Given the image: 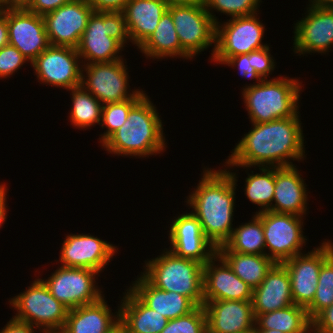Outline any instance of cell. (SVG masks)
<instances>
[{"label":"cell","instance_id":"cell-1","mask_svg":"<svg viewBox=\"0 0 333 333\" xmlns=\"http://www.w3.org/2000/svg\"><path fill=\"white\" fill-rule=\"evenodd\" d=\"M300 112L293 117L270 122L251 123L223 163L225 168L286 167L304 161L305 137ZM225 164V165H224Z\"/></svg>","mask_w":333,"mask_h":333},{"label":"cell","instance_id":"cell-2","mask_svg":"<svg viewBox=\"0 0 333 333\" xmlns=\"http://www.w3.org/2000/svg\"><path fill=\"white\" fill-rule=\"evenodd\" d=\"M202 170L201 180L184 202L197 217L206 238L218 248L233 232L238 173L231 168L216 170L209 166Z\"/></svg>","mask_w":333,"mask_h":333},{"label":"cell","instance_id":"cell-3","mask_svg":"<svg viewBox=\"0 0 333 333\" xmlns=\"http://www.w3.org/2000/svg\"><path fill=\"white\" fill-rule=\"evenodd\" d=\"M164 124L147 93L130 109L127 120L101 146L109 154L145 158L167 147ZM165 135V136H164Z\"/></svg>","mask_w":333,"mask_h":333},{"label":"cell","instance_id":"cell-4","mask_svg":"<svg viewBox=\"0 0 333 333\" xmlns=\"http://www.w3.org/2000/svg\"><path fill=\"white\" fill-rule=\"evenodd\" d=\"M300 78L280 75L243 88L242 99L251 123L293 117L299 112L302 83Z\"/></svg>","mask_w":333,"mask_h":333},{"label":"cell","instance_id":"cell-5","mask_svg":"<svg viewBox=\"0 0 333 333\" xmlns=\"http://www.w3.org/2000/svg\"><path fill=\"white\" fill-rule=\"evenodd\" d=\"M129 42L122 11L93 12L76 49L82 64L114 62L123 59Z\"/></svg>","mask_w":333,"mask_h":333},{"label":"cell","instance_id":"cell-6","mask_svg":"<svg viewBox=\"0 0 333 333\" xmlns=\"http://www.w3.org/2000/svg\"><path fill=\"white\" fill-rule=\"evenodd\" d=\"M158 257L145 260L140 273L155 287L188 297L196 306L204 304L203 266L181 258L165 248Z\"/></svg>","mask_w":333,"mask_h":333},{"label":"cell","instance_id":"cell-7","mask_svg":"<svg viewBox=\"0 0 333 333\" xmlns=\"http://www.w3.org/2000/svg\"><path fill=\"white\" fill-rule=\"evenodd\" d=\"M8 302L16 311L14 319L28 323L42 333L61 332L65 326L69 309L49 292L39 277Z\"/></svg>","mask_w":333,"mask_h":333},{"label":"cell","instance_id":"cell-8","mask_svg":"<svg viewBox=\"0 0 333 333\" xmlns=\"http://www.w3.org/2000/svg\"><path fill=\"white\" fill-rule=\"evenodd\" d=\"M258 14L230 18L216 24L215 50L211 62L222 65L229 57L270 46L262 43L266 28Z\"/></svg>","mask_w":333,"mask_h":333},{"label":"cell","instance_id":"cell-9","mask_svg":"<svg viewBox=\"0 0 333 333\" xmlns=\"http://www.w3.org/2000/svg\"><path fill=\"white\" fill-rule=\"evenodd\" d=\"M256 214L262 219L266 256L281 264L304 253L302 250L307 244V237L303 232V217L272 211Z\"/></svg>","mask_w":333,"mask_h":333},{"label":"cell","instance_id":"cell-10","mask_svg":"<svg viewBox=\"0 0 333 333\" xmlns=\"http://www.w3.org/2000/svg\"><path fill=\"white\" fill-rule=\"evenodd\" d=\"M99 274V275H98ZM47 279L41 280L49 292L68 309L97 302L104 296L97 279L100 273L88 268L58 267ZM103 291V292H102Z\"/></svg>","mask_w":333,"mask_h":333},{"label":"cell","instance_id":"cell-11","mask_svg":"<svg viewBox=\"0 0 333 333\" xmlns=\"http://www.w3.org/2000/svg\"><path fill=\"white\" fill-rule=\"evenodd\" d=\"M126 62L83 64L81 85L103 105L132 99L141 89L131 90Z\"/></svg>","mask_w":333,"mask_h":333},{"label":"cell","instance_id":"cell-12","mask_svg":"<svg viewBox=\"0 0 333 333\" xmlns=\"http://www.w3.org/2000/svg\"><path fill=\"white\" fill-rule=\"evenodd\" d=\"M167 10L173 18L181 47L194 58L211 46V60L215 50L216 24L205 5L169 6Z\"/></svg>","mask_w":333,"mask_h":333},{"label":"cell","instance_id":"cell-13","mask_svg":"<svg viewBox=\"0 0 333 333\" xmlns=\"http://www.w3.org/2000/svg\"><path fill=\"white\" fill-rule=\"evenodd\" d=\"M82 65L76 48L53 45L31 62L40 84L66 91L81 85Z\"/></svg>","mask_w":333,"mask_h":333},{"label":"cell","instance_id":"cell-14","mask_svg":"<svg viewBox=\"0 0 333 333\" xmlns=\"http://www.w3.org/2000/svg\"><path fill=\"white\" fill-rule=\"evenodd\" d=\"M281 263L288 271L293 302L307 307L314 299L322 264L333 254L332 240Z\"/></svg>","mask_w":333,"mask_h":333},{"label":"cell","instance_id":"cell-15","mask_svg":"<svg viewBox=\"0 0 333 333\" xmlns=\"http://www.w3.org/2000/svg\"><path fill=\"white\" fill-rule=\"evenodd\" d=\"M308 1L305 17L296 20L293 26V52L298 56L310 53L329 54L333 51V8L321 7Z\"/></svg>","mask_w":333,"mask_h":333},{"label":"cell","instance_id":"cell-16","mask_svg":"<svg viewBox=\"0 0 333 333\" xmlns=\"http://www.w3.org/2000/svg\"><path fill=\"white\" fill-rule=\"evenodd\" d=\"M117 251V246L90 233H70L63 240L59 260L55 261L63 267L88 268L100 273Z\"/></svg>","mask_w":333,"mask_h":333},{"label":"cell","instance_id":"cell-17","mask_svg":"<svg viewBox=\"0 0 333 333\" xmlns=\"http://www.w3.org/2000/svg\"><path fill=\"white\" fill-rule=\"evenodd\" d=\"M94 12L86 0H71L43 16L50 45L77 48Z\"/></svg>","mask_w":333,"mask_h":333},{"label":"cell","instance_id":"cell-18","mask_svg":"<svg viewBox=\"0 0 333 333\" xmlns=\"http://www.w3.org/2000/svg\"><path fill=\"white\" fill-rule=\"evenodd\" d=\"M172 220L168 230V250L178 257L205 265L217 253V248L204 235L197 217L187 211Z\"/></svg>","mask_w":333,"mask_h":333},{"label":"cell","instance_id":"cell-19","mask_svg":"<svg viewBox=\"0 0 333 333\" xmlns=\"http://www.w3.org/2000/svg\"><path fill=\"white\" fill-rule=\"evenodd\" d=\"M9 44L30 63L50 46L43 16L27 8L7 9Z\"/></svg>","mask_w":333,"mask_h":333},{"label":"cell","instance_id":"cell-20","mask_svg":"<svg viewBox=\"0 0 333 333\" xmlns=\"http://www.w3.org/2000/svg\"><path fill=\"white\" fill-rule=\"evenodd\" d=\"M203 287L204 301H252L253 289L232 271L218 253L203 266Z\"/></svg>","mask_w":333,"mask_h":333},{"label":"cell","instance_id":"cell-21","mask_svg":"<svg viewBox=\"0 0 333 333\" xmlns=\"http://www.w3.org/2000/svg\"><path fill=\"white\" fill-rule=\"evenodd\" d=\"M207 333H244L255 327L252 301H204Z\"/></svg>","mask_w":333,"mask_h":333},{"label":"cell","instance_id":"cell-22","mask_svg":"<svg viewBox=\"0 0 333 333\" xmlns=\"http://www.w3.org/2000/svg\"><path fill=\"white\" fill-rule=\"evenodd\" d=\"M298 168L275 167V189L271 211L305 217L308 213V189ZM275 202V203H274Z\"/></svg>","mask_w":333,"mask_h":333},{"label":"cell","instance_id":"cell-23","mask_svg":"<svg viewBox=\"0 0 333 333\" xmlns=\"http://www.w3.org/2000/svg\"><path fill=\"white\" fill-rule=\"evenodd\" d=\"M101 297L97 302L69 309L61 333H109L120 324V306L116 312Z\"/></svg>","mask_w":333,"mask_h":333},{"label":"cell","instance_id":"cell-24","mask_svg":"<svg viewBox=\"0 0 333 333\" xmlns=\"http://www.w3.org/2000/svg\"><path fill=\"white\" fill-rule=\"evenodd\" d=\"M294 304L291 281L287 269L276 263L261 284L253 289L252 307L254 315L286 308Z\"/></svg>","mask_w":333,"mask_h":333},{"label":"cell","instance_id":"cell-25","mask_svg":"<svg viewBox=\"0 0 333 333\" xmlns=\"http://www.w3.org/2000/svg\"><path fill=\"white\" fill-rule=\"evenodd\" d=\"M129 289L149 308L167 319H175L192 312L197 306L186 296L164 291L152 285L142 274L137 275Z\"/></svg>","mask_w":333,"mask_h":333},{"label":"cell","instance_id":"cell-26","mask_svg":"<svg viewBox=\"0 0 333 333\" xmlns=\"http://www.w3.org/2000/svg\"><path fill=\"white\" fill-rule=\"evenodd\" d=\"M167 9L162 0H129L126 3L122 12L132 45L138 49L148 39Z\"/></svg>","mask_w":333,"mask_h":333},{"label":"cell","instance_id":"cell-27","mask_svg":"<svg viewBox=\"0 0 333 333\" xmlns=\"http://www.w3.org/2000/svg\"><path fill=\"white\" fill-rule=\"evenodd\" d=\"M120 304V324L126 333H161L169 319L146 306L129 288Z\"/></svg>","mask_w":333,"mask_h":333},{"label":"cell","instance_id":"cell-28","mask_svg":"<svg viewBox=\"0 0 333 333\" xmlns=\"http://www.w3.org/2000/svg\"><path fill=\"white\" fill-rule=\"evenodd\" d=\"M147 59L193 58L181 47L171 13L166 10L155 31L138 48Z\"/></svg>","mask_w":333,"mask_h":333},{"label":"cell","instance_id":"cell-29","mask_svg":"<svg viewBox=\"0 0 333 333\" xmlns=\"http://www.w3.org/2000/svg\"><path fill=\"white\" fill-rule=\"evenodd\" d=\"M217 252L266 255L262 219L253 214L250 221L233 228L230 239L217 248Z\"/></svg>","mask_w":333,"mask_h":333},{"label":"cell","instance_id":"cell-30","mask_svg":"<svg viewBox=\"0 0 333 333\" xmlns=\"http://www.w3.org/2000/svg\"><path fill=\"white\" fill-rule=\"evenodd\" d=\"M254 316L256 330L276 329L283 333H302L312 324L307 309L296 304Z\"/></svg>","mask_w":333,"mask_h":333},{"label":"cell","instance_id":"cell-31","mask_svg":"<svg viewBox=\"0 0 333 333\" xmlns=\"http://www.w3.org/2000/svg\"><path fill=\"white\" fill-rule=\"evenodd\" d=\"M232 271L252 289L257 288L276 264L266 255L217 252Z\"/></svg>","mask_w":333,"mask_h":333},{"label":"cell","instance_id":"cell-32","mask_svg":"<svg viewBox=\"0 0 333 333\" xmlns=\"http://www.w3.org/2000/svg\"><path fill=\"white\" fill-rule=\"evenodd\" d=\"M70 91L71 102L69 119L74 128L87 130L101 123L103 104L88 92L82 85Z\"/></svg>","mask_w":333,"mask_h":333},{"label":"cell","instance_id":"cell-33","mask_svg":"<svg viewBox=\"0 0 333 333\" xmlns=\"http://www.w3.org/2000/svg\"><path fill=\"white\" fill-rule=\"evenodd\" d=\"M256 168H259L260 173L254 174L255 171L252 170L251 174L247 172L248 176L244 182L245 196L259 209L254 214L271 211L275 189V167H254L255 170Z\"/></svg>","mask_w":333,"mask_h":333},{"label":"cell","instance_id":"cell-34","mask_svg":"<svg viewBox=\"0 0 333 333\" xmlns=\"http://www.w3.org/2000/svg\"><path fill=\"white\" fill-rule=\"evenodd\" d=\"M146 94L141 89L132 99L121 102L104 104L101 115V128L106 130L100 134L99 140L102 145L117 129L127 120L130 109Z\"/></svg>","mask_w":333,"mask_h":333},{"label":"cell","instance_id":"cell-35","mask_svg":"<svg viewBox=\"0 0 333 333\" xmlns=\"http://www.w3.org/2000/svg\"><path fill=\"white\" fill-rule=\"evenodd\" d=\"M333 304V254L322 264L313 301L306 307L313 320L321 311Z\"/></svg>","mask_w":333,"mask_h":333},{"label":"cell","instance_id":"cell-36","mask_svg":"<svg viewBox=\"0 0 333 333\" xmlns=\"http://www.w3.org/2000/svg\"><path fill=\"white\" fill-rule=\"evenodd\" d=\"M262 2V0H204V5L214 23L218 24L219 18L214 14L215 11L230 18L247 16L258 13Z\"/></svg>","mask_w":333,"mask_h":333},{"label":"cell","instance_id":"cell-37","mask_svg":"<svg viewBox=\"0 0 333 333\" xmlns=\"http://www.w3.org/2000/svg\"><path fill=\"white\" fill-rule=\"evenodd\" d=\"M161 333H207L204 307L197 306L185 316L170 319Z\"/></svg>","mask_w":333,"mask_h":333},{"label":"cell","instance_id":"cell-38","mask_svg":"<svg viewBox=\"0 0 333 333\" xmlns=\"http://www.w3.org/2000/svg\"><path fill=\"white\" fill-rule=\"evenodd\" d=\"M26 62L31 64L15 46L8 44L0 48V80L12 77Z\"/></svg>","mask_w":333,"mask_h":333},{"label":"cell","instance_id":"cell-39","mask_svg":"<svg viewBox=\"0 0 333 333\" xmlns=\"http://www.w3.org/2000/svg\"><path fill=\"white\" fill-rule=\"evenodd\" d=\"M222 65L230 66L231 68H238V73L242 76V78H248L249 80H255L253 84L246 85L243 88L251 85L259 84L263 79L256 73L254 67H252V52L249 54H239L233 57H229Z\"/></svg>","mask_w":333,"mask_h":333},{"label":"cell","instance_id":"cell-40","mask_svg":"<svg viewBox=\"0 0 333 333\" xmlns=\"http://www.w3.org/2000/svg\"><path fill=\"white\" fill-rule=\"evenodd\" d=\"M252 67L263 80L270 78L269 75H272L276 68V60L271 55L269 46L252 52Z\"/></svg>","mask_w":333,"mask_h":333},{"label":"cell","instance_id":"cell-41","mask_svg":"<svg viewBox=\"0 0 333 333\" xmlns=\"http://www.w3.org/2000/svg\"><path fill=\"white\" fill-rule=\"evenodd\" d=\"M71 0H33L28 6V10L37 15L44 16Z\"/></svg>","mask_w":333,"mask_h":333},{"label":"cell","instance_id":"cell-42","mask_svg":"<svg viewBox=\"0 0 333 333\" xmlns=\"http://www.w3.org/2000/svg\"><path fill=\"white\" fill-rule=\"evenodd\" d=\"M312 324L324 333H333V304L321 311Z\"/></svg>","mask_w":333,"mask_h":333},{"label":"cell","instance_id":"cell-43","mask_svg":"<svg viewBox=\"0 0 333 333\" xmlns=\"http://www.w3.org/2000/svg\"><path fill=\"white\" fill-rule=\"evenodd\" d=\"M94 9V12L101 11H123L129 0H86Z\"/></svg>","mask_w":333,"mask_h":333},{"label":"cell","instance_id":"cell-44","mask_svg":"<svg viewBox=\"0 0 333 333\" xmlns=\"http://www.w3.org/2000/svg\"><path fill=\"white\" fill-rule=\"evenodd\" d=\"M35 329L42 333L38 328L12 317L0 330V333H36Z\"/></svg>","mask_w":333,"mask_h":333},{"label":"cell","instance_id":"cell-45","mask_svg":"<svg viewBox=\"0 0 333 333\" xmlns=\"http://www.w3.org/2000/svg\"><path fill=\"white\" fill-rule=\"evenodd\" d=\"M9 44L7 9L0 8V48Z\"/></svg>","mask_w":333,"mask_h":333},{"label":"cell","instance_id":"cell-46","mask_svg":"<svg viewBox=\"0 0 333 333\" xmlns=\"http://www.w3.org/2000/svg\"><path fill=\"white\" fill-rule=\"evenodd\" d=\"M33 0H0V8L19 9L28 8Z\"/></svg>","mask_w":333,"mask_h":333},{"label":"cell","instance_id":"cell-47","mask_svg":"<svg viewBox=\"0 0 333 333\" xmlns=\"http://www.w3.org/2000/svg\"><path fill=\"white\" fill-rule=\"evenodd\" d=\"M7 193L8 191L6 190L1 196H0V228H2V224H5L7 216H8V204H7Z\"/></svg>","mask_w":333,"mask_h":333},{"label":"cell","instance_id":"cell-48","mask_svg":"<svg viewBox=\"0 0 333 333\" xmlns=\"http://www.w3.org/2000/svg\"><path fill=\"white\" fill-rule=\"evenodd\" d=\"M167 6H181V5H199L204 4V0H162Z\"/></svg>","mask_w":333,"mask_h":333},{"label":"cell","instance_id":"cell-49","mask_svg":"<svg viewBox=\"0 0 333 333\" xmlns=\"http://www.w3.org/2000/svg\"><path fill=\"white\" fill-rule=\"evenodd\" d=\"M310 1L321 7L333 8V0H310Z\"/></svg>","mask_w":333,"mask_h":333},{"label":"cell","instance_id":"cell-50","mask_svg":"<svg viewBox=\"0 0 333 333\" xmlns=\"http://www.w3.org/2000/svg\"><path fill=\"white\" fill-rule=\"evenodd\" d=\"M302 333H324L320 330H318L313 324H311L305 331Z\"/></svg>","mask_w":333,"mask_h":333},{"label":"cell","instance_id":"cell-51","mask_svg":"<svg viewBox=\"0 0 333 333\" xmlns=\"http://www.w3.org/2000/svg\"><path fill=\"white\" fill-rule=\"evenodd\" d=\"M109 333H126L125 328L119 324L117 327H115L111 332Z\"/></svg>","mask_w":333,"mask_h":333},{"label":"cell","instance_id":"cell-52","mask_svg":"<svg viewBox=\"0 0 333 333\" xmlns=\"http://www.w3.org/2000/svg\"><path fill=\"white\" fill-rule=\"evenodd\" d=\"M257 333H283L280 330H257Z\"/></svg>","mask_w":333,"mask_h":333},{"label":"cell","instance_id":"cell-53","mask_svg":"<svg viewBox=\"0 0 333 333\" xmlns=\"http://www.w3.org/2000/svg\"><path fill=\"white\" fill-rule=\"evenodd\" d=\"M2 182H0V196L6 191L9 190L8 187L6 186L7 184H5V182L3 184H1Z\"/></svg>","mask_w":333,"mask_h":333},{"label":"cell","instance_id":"cell-54","mask_svg":"<svg viewBox=\"0 0 333 333\" xmlns=\"http://www.w3.org/2000/svg\"><path fill=\"white\" fill-rule=\"evenodd\" d=\"M244 333H257V330L256 328L254 327L253 329L247 331V332H244Z\"/></svg>","mask_w":333,"mask_h":333}]
</instances>
